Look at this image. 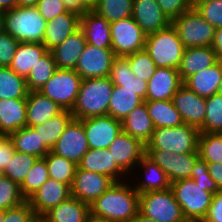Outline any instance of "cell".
I'll list each match as a JSON object with an SVG mask.
<instances>
[{"mask_svg":"<svg viewBox=\"0 0 222 222\" xmlns=\"http://www.w3.org/2000/svg\"><path fill=\"white\" fill-rule=\"evenodd\" d=\"M15 153V148L7 135H0V169L4 171Z\"/></svg>","mask_w":222,"mask_h":222,"instance_id":"55","label":"cell"},{"mask_svg":"<svg viewBox=\"0 0 222 222\" xmlns=\"http://www.w3.org/2000/svg\"><path fill=\"white\" fill-rule=\"evenodd\" d=\"M81 82L82 78L75 70L57 68L39 92L57 103L63 110H72Z\"/></svg>","mask_w":222,"mask_h":222,"instance_id":"9","label":"cell"},{"mask_svg":"<svg viewBox=\"0 0 222 222\" xmlns=\"http://www.w3.org/2000/svg\"><path fill=\"white\" fill-rule=\"evenodd\" d=\"M3 177H4V171L0 169V179H2Z\"/></svg>","mask_w":222,"mask_h":222,"instance_id":"68","label":"cell"},{"mask_svg":"<svg viewBox=\"0 0 222 222\" xmlns=\"http://www.w3.org/2000/svg\"><path fill=\"white\" fill-rule=\"evenodd\" d=\"M212 49L216 53L217 59L222 61V28L215 29Z\"/></svg>","mask_w":222,"mask_h":222,"instance_id":"58","label":"cell"},{"mask_svg":"<svg viewBox=\"0 0 222 222\" xmlns=\"http://www.w3.org/2000/svg\"><path fill=\"white\" fill-rule=\"evenodd\" d=\"M81 15L67 11L46 22L42 44L51 51L80 28Z\"/></svg>","mask_w":222,"mask_h":222,"instance_id":"22","label":"cell"},{"mask_svg":"<svg viewBox=\"0 0 222 222\" xmlns=\"http://www.w3.org/2000/svg\"><path fill=\"white\" fill-rule=\"evenodd\" d=\"M86 45L84 33L79 28L51 50L57 68L75 70Z\"/></svg>","mask_w":222,"mask_h":222,"instance_id":"25","label":"cell"},{"mask_svg":"<svg viewBox=\"0 0 222 222\" xmlns=\"http://www.w3.org/2000/svg\"><path fill=\"white\" fill-rule=\"evenodd\" d=\"M141 168L144 172V178L141 182L135 183L134 188L139 194L150 191H161L169 189L171 182L166 173L146 154L142 157L136 168Z\"/></svg>","mask_w":222,"mask_h":222,"instance_id":"33","label":"cell"},{"mask_svg":"<svg viewBox=\"0 0 222 222\" xmlns=\"http://www.w3.org/2000/svg\"><path fill=\"white\" fill-rule=\"evenodd\" d=\"M71 196V187L63 182L48 179L29 199L38 218Z\"/></svg>","mask_w":222,"mask_h":222,"instance_id":"18","label":"cell"},{"mask_svg":"<svg viewBox=\"0 0 222 222\" xmlns=\"http://www.w3.org/2000/svg\"><path fill=\"white\" fill-rule=\"evenodd\" d=\"M36 7L46 21L67 12L62 0H39Z\"/></svg>","mask_w":222,"mask_h":222,"instance_id":"52","label":"cell"},{"mask_svg":"<svg viewBox=\"0 0 222 222\" xmlns=\"http://www.w3.org/2000/svg\"><path fill=\"white\" fill-rule=\"evenodd\" d=\"M110 34L116 57H126L145 49L147 34L132 16L110 23Z\"/></svg>","mask_w":222,"mask_h":222,"instance_id":"10","label":"cell"},{"mask_svg":"<svg viewBox=\"0 0 222 222\" xmlns=\"http://www.w3.org/2000/svg\"><path fill=\"white\" fill-rule=\"evenodd\" d=\"M38 216L28 200L18 206L5 210L3 222H36Z\"/></svg>","mask_w":222,"mask_h":222,"instance_id":"48","label":"cell"},{"mask_svg":"<svg viewBox=\"0 0 222 222\" xmlns=\"http://www.w3.org/2000/svg\"><path fill=\"white\" fill-rule=\"evenodd\" d=\"M82 124L91 149H108L122 131V122L110 115L85 118Z\"/></svg>","mask_w":222,"mask_h":222,"instance_id":"13","label":"cell"},{"mask_svg":"<svg viewBox=\"0 0 222 222\" xmlns=\"http://www.w3.org/2000/svg\"><path fill=\"white\" fill-rule=\"evenodd\" d=\"M113 159H116L118 166L127 174L136 169L146 153V145L139 139L132 137L128 133L121 131L114 141L109 145Z\"/></svg>","mask_w":222,"mask_h":222,"instance_id":"16","label":"cell"},{"mask_svg":"<svg viewBox=\"0 0 222 222\" xmlns=\"http://www.w3.org/2000/svg\"><path fill=\"white\" fill-rule=\"evenodd\" d=\"M89 150L87 138L81 119L73 118L51 151L75 164H79Z\"/></svg>","mask_w":222,"mask_h":222,"instance_id":"12","label":"cell"},{"mask_svg":"<svg viewBox=\"0 0 222 222\" xmlns=\"http://www.w3.org/2000/svg\"><path fill=\"white\" fill-rule=\"evenodd\" d=\"M170 188L187 222H202L213 197L208 187L197 184L193 179H182L172 182Z\"/></svg>","mask_w":222,"mask_h":222,"instance_id":"5","label":"cell"},{"mask_svg":"<svg viewBox=\"0 0 222 222\" xmlns=\"http://www.w3.org/2000/svg\"><path fill=\"white\" fill-rule=\"evenodd\" d=\"M80 29L88 44L98 48L112 49L110 23L95 11L89 10L81 15Z\"/></svg>","mask_w":222,"mask_h":222,"instance_id":"23","label":"cell"},{"mask_svg":"<svg viewBox=\"0 0 222 222\" xmlns=\"http://www.w3.org/2000/svg\"><path fill=\"white\" fill-rule=\"evenodd\" d=\"M222 81V61L218 60L214 65L190 76L184 85L197 95L208 98L218 93Z\"/></svg>","mask_w":222,"mask_h":222,"instance_id":"29","label":"cell"},{"mask_svg":"<svg viewBox=\"0 0 222 222\" xmlns=\"http://www.w3.org/2000/svg\"><path fill=\"white\" fill-rule=\"evenodd\" d=\"M8 137L17 152L31 154L38 158H44V156L50 151L43 140H41L39 133H37L33 127L25 126L12 132Z\"/></svg>","mask_w":222,"mask_h":222,"instance_id":"34","label":"cell"},{"mask_svg":"<svg viewBox=\"0 0 222 222\" xmlns=\"http://www.w3.org/2000/svg\"><path fill=\"white\" fill-rule=\"evenodd\" d=\"M57 69L54 57L51 51H48L38 62L32 67L26 78L29 91H40L46 82L52 77Z\"/></svg>","mask_w":222,"mask_h":222,"instance_id":"39","label":"cell"},{"mask_svg":"<svg viewBox=\"0 0 222 222\" xmlns=\"http://www.w3.org/2000/svg\"><path fill=\"white\" fill-rule=\"evenodd\" d=\"M113 183L114 181L104 174L82 170L77 166L71 184V196L90 205Z\"/></svg>","mask_w":222,"mask_h":222,"instance_id":"14","label":"cell"},{"mask_svg":"<svg viewBox=\"0 0 222 222\" xmlns=\"http://www.w3.org/2000/svg\"><path fill=\"white\" fill-rule=\"evenodd\" d=\"M191 179L197 184L207 186L213 194L219 192L216 182L211 178L208 172L207 162L201 158L195 162L191 173Z\"/></svg>","mask_w":222,"mask_h":222,"instance_id":"51","label":"cell"},{"mask_svg":"<svg viewBox=\"0 0 222 222\" xmlns=\"http://www.w3.org/2000/svg\"><path fill=\"white\" fill-rule=\"evenodd\" d=\"M44 158L47 163L49 179L63 182L71 187L77 164L53 153L51 150Z\"/></svg>","mask_w":222,"mask_h":222,"instance_id":"40","label":"cell"},{"mask_svg":"<svg viewBox=\"0 0 222 222\" xmlns=\"http://www.w3.org/2000/svg\"><path fill=\"white\" fill-rule=\"evenodd\" d=\"M162 11L172 21L185 11L192 8L190 0H156Z\"/></svg>","mask_w":222,"mask_h":222,"instance_id":"53","label":"cell"},{"mask_svg":"<svg viewBox=\"0 0 222 222\" xmlns=\"http://www.w3.org/2000/svg\"><path fill=\"white\" fill-rule=\"evenodd\" d=\"M130 68L136 77L148 82L154 75L157 66L145 50H141L126 56Z\"/></svg>","mask_w":222,"mask_h":222,"instance_id":"46","label":"cell"},{"mask_svg":"<svg viewBox=\"0 0 222 222\" xmlns=\"http://www.w3.org/2000/svg\"><path fill=\"white\" fill-rule=\"evenodd\" d=\"M5 215V210L0 208V222H3Z\"/></svg>","mask_w":222,"mask_h":222,"instance_id":"66","label":"cell"},{"mask_svg":"<svg viewBox=\"0 0 222 222\" xmlns=\"http://www.w3.org/2000/svg\"><path fill=\"white\" fill-rule=\"evenodd\" d=\"M0 6L4 11L11 10L17 6V0H0Z\"/></svg>","mask_w":222,"mask_h":222,"instance_id":"59","label":"cell"},{"mask_svg":"<svg viewBox=\"0 0 222 222\" xmlns=\"http://www.w3.org/2000/svg\"><path fill=\"white\" fill-rule=\"evenodd\" d=\"M114 182L93 201L90 213L113 222H131L139 213V193L128 182Z\"/></svg>","mask_w":222,"mask_h":222,"instance_id":"1","label":"cell"},{"mask_svg":"<svg viewBox=\"0 0 222 222\" xmlns=\"http://www.w3.org/2000/svg\"><path fill=\"white\" fill-rule=\"evenodd\" d=\"M143 102L144 100L135 94V91L114 85L108 115L122 122L129 113Z\"/></svg>","mask_w":222,"mask_h":222,"instance_id":"35","label":"cell"},{"mask_svg":"<svg viewBox=\"0 0 222 222\" xmlns=\"http://www.w3.org/2000/svg\"><path fill=\"white\" fill-rule=\"evenodd\" d=\"M92 10L112 23L132 16L133 0H99Z\"/></svg>","mask_w":222,"mask_h":222,"instance_id":"41","label":"cell"},{"mask_svg":"<svg viewBox=\"0 0 222 222\" xmlns=\"http://www.w3.org/2000/svg\"><path fill=\"white\" fill-rule=\"evenodd\" d=\"M155 130L154 124L148 114L145 101L138 105L122 121V131L147 144Z\"/></svg>","mask_w":222,"mask_h":222,"instance_id":"30","label":"cell"},{"mask_svg":"<svg viewBox=\"0 0 222 222\" xmlns=\"http://www.w3.org/2000/svg\"><path fill=\"white\" fill-rule=\"evenodd\" d=\"M48 52L42 43L20 42L10 68L18 75L27 78L32 67Z\"/></svg>","mask_w":222,"mask_h":222,"instance_id":"32","label":"cell"},{"mask_svg":"<svg viewBox=\"0 0 222 222\" xmlns=\"http://www.w3.org/2000/svg\"><path fill=\"white\" fill-rule=\"evenodd\" d=\"M145 154L166 173L171 183L191 179L192 169L200 158L199 152L175 154L161 149H146Z\"/></svg>","mask_w":222,"mask_h":222,"instance_id":"11","label":"cell"},{"mask_svg":"<svg viewBox=\"0 0 222 222\" xmlns=\"http://www.w3.org/2000/svg\"><path fill=\"white\" fill-rule=\"evenodd\" d=\"M183 84L178 69L157 67L153 77L147 82L148 88L145 101L172 100Z\"/></svg>","mask_w":222,"mask_h":222,"instance_id":"20","label":"cell"},{"mask_svg":"<svg viewBox=\"0 0 222 222\" xmlns=\"http://www.w3.org/2000/svg\"><path fill=\"white\" fill-rule=\"evenodd\" d=\"M83 3L92 10L99 2V0H82Z\"/></svg>","mask_w":222,"mask_h":222,"instance_id":"63","label":"cell"},{"mask_svg":"<svg viewBox=\"0 0 222 222\" xmlns=\"http://www.w3.org/2000/svg\"><path fill=\"white\" fill-rule=\"evenodd\" d=\"M200 132L222 133V95L219 93L206 98V114Z\"/></svg>","mask_w":222,"mask_h":222,"instance_id":"45","label":"cell"},{"mask_svg":"<svg viewBox=\"0 0 222 222\" xmlns=\"http://www.w3.org/2000/svg\"><path fill=\"white\" fill-rule=\"evenodd\" d=\"M200 130L188 124L155 128L146 149H161L175 154L198 152Z\"/></svg>","mask_w":222,"mask_h":222,"instance_id":"6","label":"cell"},{"mask_svg":"<svg viewBox=\"0 0 222 222\" xmlns=\"http://www.w3.org/2000/svg\"><path fill=\"white\" fill-rule=\"evenodd\" d=\"M0 14H5V11L0 6Z\"/></svg>","mask_w":222,"mask_h":222,"instance_id":"69","label":"cell"},{"mask_svg":"<svg viewBox=\"0 0 222 222\" xmlns=\"http://www.w3.org/2000/svg\"><path fill=\"white\" fill-rule=\"evenodd\" d=\"M145 103L155 128L176 127L184 123L172 100H151Z\"/></svg>","mask_w":222,"mask_h":222,"instance_id":"36","label":"cell"},{"mask_svg":"<svg viewBox=\"0 0 222 222\" xmlns=\"http://www.w3.org/2000/svg\"><path fill=\"white\" fill-rule=\"evenodd\" d=\"M46 20L37 7H18L5 11L4 31L18 42L42 43Z\"/></svg>","mask_w":222,"mask_h":222,"instance_id":"4","label":"cell"},{"mask_svg":"<svg viewBox=\"0 0 222 222\" xmlns=\"http://www.w3.org/2000/svg\"><path fill=\"white\" fill-rule=\"evenodd\" d=\"M176 110L185 124L201 129L206 114V98L197 95L184 84L172 98Z\"/></svg>","mask_w":222,"mask_h":222,"instance_id":"17","label":"cell"},{"mask_svg":"<svg viewBox=\"0 0 222 222\" xmlns=\"http://www.w3.org/2000/svg\"><path fill=\"white\" fill-rule=\"evenodd\" d=\"M214 0H190L192 8H197L200 4Z\"/></svg>","mask_w":222,"mask_h":222,"instance_id":"64","label":"cell"},{"mask_svg":"<svg viewBox=\"0 0 222 222\" xmlns=\"http://www.w3.org/2000/svg\"><path fill=\"white\" fill-rule=\"evenodd\" d=\"M39 0H17L18 7H36Z\"/></svg>","mask_w":222,"mask_h":222,"instance_id":"60","label":"cell"},{"mask_svg":"<svg viewBox=\"0 0 222 222\" xmlns=\"http://www.w3.org/2000/svg\"><path fill=\"white\" fill-rule=\"evenodd\" d=\"M132 17L147 35L172 23L156 0H133Z\"/></svg>","mask_w":222,"mask_h":222,"instance_id":"19","label":"cell"},{"mask_svg":"<svg viewBox=\"0 0 222 222\" xmlns=\"http://www.w3.org/2000/svg\"><path fill=\"white\" fill-rule=\"evenodd\" d=\"M218 93H219L220 95H222V81H221V83H220V85H219Z\"/></svg>","mask_w":222,"mask_h":222,"instance_id":"67","label":"cell"},{"mask_svg":"<svg viewBox=\"0 0 222 222\" xmlns=\"http://www.w3.org/2000/svg\"><path fill=\"white\" fill-rule=\"evenodd\" d=\"M64 3V7L67 11L75 12L79 15L84 14L86 11L90 9L83 3L82 0H62Z\"/></svg>","mask_w":222,"mask_h":222,"instance_id":"57","label":"cell"},{"mask_svg":"<svg viewBox=\"0 0 222 222\" xmlns=\"http://www.w3.org/2000/svg\"><path fill=\"white\" fill-rule=\"evenodd\" d=\"M196 9L215 29L222 28V0L205 2Z\"/></svg>","mask_w":222,"mask_h":222,"instance_id":"49","label":"cell"},{"mask_svg":"<svg viewBox=\"0 0 222 222\" xmlns=\"http://www.w3.org/2000/svg\"><path fill=\"white\" fill-rule=\"evenodd\" d=\"M4 32V14H0V33Z\"/></svg>","mask_w":222,"mask_h":222,"instance_id":"65","label":"cell"},{"mask_svg":"<svg viewBox=\"0 0 222 222\" xmlns=\"http://www.w3.org/2000/svg\"><path fill=\"white\" fill-rule=\"evenodd\" d=\"M198 152L199 157L206 162L222 163V133L200 132Z\"/></svg>","mask_w":222,"mask_h":222,"instance_id":"44","label":"cell"},{"mask_svg":"<svg viewBox=\"0 0 222 222\" xmlns=\"http://www.w3.org/2000/svg\"><path fill=\"white\" fill-rule=\"evenodd\" d=\"M179 39L185 48L212 46L215 27L203 19L195 8H191L172 20Z\"/></svg>","mask_w":222,"mask_h":222,"instance_id":"8","label":"cell"},{"mask_svg":"<svg viewBox=\"0 0 222 222\" xmlns=\"http://www.w3.org/2000/svg\"><path fill=\"white\" fill-rule=\"evenodd\" d=\"M89 214L88 204L70 196L48 211L42 219L45 222H86Z\"/></svg>","mask_w":222,"mask_h":222,"instance_id":"31","label":"cell"},{"mask_svg":"<svg viewBox=\"0 0 222 222\" xmlns=\"http://www.w3.org/2000/svg\"><path fill=\"white\" fill-rule=\"evenodd\" d=\"M207 168L211 178L216 182L219 192H222V163L207 162Z\"/></svg>","mask_w":222,"mask_h":222,"instance_id":"56","label":"cell"},{"mask_svg":"<svg viewBox=\"0 0 222 222\" xmlns=\"http://www.w3.org/2000/svg\"><path fill=\"white\" fill-rule=\"evenodd\" d=\"M184 45L172 23L146 37L145 51L159 68L178 69L184 52Z\"/></svg>","mask_w":222,"mask_h":222,"instance_id":"3","label":"cell"},{"mask_svg":"<svg viewBox=\"0 0 222 222\" xmlns=\"http://www.w3.org/2000/svg\"><path fill=\"white\" fill-rule=\"evenodd\" d=\"M27 126L26 99L0 100V135H9Z\"/></svg>","mask_w":222,"mask_h":222,"instance_id":"26","label":"cell"},{"mask_svg":"<svg viewBox=\"0 0 222 222\" xmlns=\"http://www.w3.org/2000/svg\"><path fill=\"white\" fill-rule=\"evenodd\" d=\"M114 84L110 77L82 79L71 113L75 119L108 115Z\"/></svg>","mask_w":222,"mask_h":222,"instance_id":"2","label":"cell"},{"mask_svg":"<svg viewBox=\"0 0 222 222\" xmlns=\"http://www.w3.org/2000/svg\"><path fill=\"white\" fill-rule=\"evenodd\" d=\"M37 159L34 155L15 151L4 169V177L10 178L20 186Z\"/></svg>","mask_w":222,"mask_h":222,"instance_id":"43","label":"cell"},{"mask_svg":"<svg viewBox=\"0 0 222 222\" xmlns=\"http://www.w3.org/2000/svg\"><path fill=\"white\" fill-rule=\"evenodd\" d=\"M131 222H157L151 218H148L141 214L140 212L133 218Z\"/></svg>","mask_w":222,"mask_h":222,"instance_id":"61","label":"cell"},{"mask_svg":"<svg viewBox=\"0 0 222 222\" xmlns=\"http://www.w3.org/2000/svg\"><path fill=\"white\" fill-rule=\"evenodd\" d=\"M202 222H222V192L213 194L212 202Z\"/></svg>","mask_w":222,"mask_h":222,"instance_id":"54","label":"cell"},{"mask_svg":"<svg viewBox=\"0 0 222 222\" xmlns=\"http://www.w3.org/2000/svg\"><path fill=\"white\" fill-rule=\"evenodd\" d=\"M73 118L71 110H63L52 119L33 128L39 133L41 140L51 150Z\"/></svg>","mask_w":222,"mask_h":222,"instance_id":"38","label":"cell"},{"mask_svg":"<svg viewBox=\"0 0 222 222\" xmlns=\"http://www.w3.org/2000/svg\"><path fill=\"white\" fill-rule=\"evenodd\" d=\"M26 104L28 127L43 124L63 111L57 103L39 91H29Z\"/></svg>","mask_w":222,"mask_h":222,"instance_id":"27","label":"cell"},{"mask_svg":"<svg viewBox=\"0 0 222 222\" xmlns=\"http://www.w3.org/2000/svg\"><path fill=\"white\" fill-rule=\"evenodd\" d=\"M86 222H113V221L107 220L103 217L95 216L90 213L89 216L87 217Z\"/></svg>","mask_w":222,"mask_h":222,"instance_id":"62","label":"cell"},{"mask_svg":"<svg viewBox=\"0 0 222 222\" xmlns=\"http://www.w3.org/2000/svg\"><path fill=\"white\" fill-rule=\"evenodd\" d=\"M36 222H45L42 218H38Z\"/></svg>","mask_w":222,"mask_h":222,"instance_id":"70","label":"cell"},{"mask_svg":"<svg viewBox=\"0 0 222 222\" xmlns=\"http://www.w3.org/2000/svg\"><path fill=\"white\" fill-rule=\"evenodd\" d=\"M109 77L114 85L135 91V94L145 101L148 88L147 82L133 74L126 57L114 58Z\"/></svg>","mask_w":222,"mask_h":222,"instance_id":"28","label":"cell"},{"mask_svg":"<svg viewBox=\"0 0 222 222\" xmlns=\"http://www.w3.org/2000/svg\"><path fill=\"white\" fill-rule=\"evenodd\" d=\"M77 166L82 170L104 174L114 182H121L122 178L126 176V173L116 163V159H113L109 149L89 148Z\"/></svg>","mask_w":222,"mask_h":222,"instance_id":"21","label":"cell"},{"mask_svg":"<svg viewBox=\"0 0 222 222\" xmlns=\"http://www.w3.org/2000/svg\"><path fill=\"white\" fill-rule=\"evenodd\" d=\"M139 212L157 222H187L171 188L140 194Z\"/></svg>","mask_w":222,"mask_h":222,"instance_id":"7","label":"cell"},{"mask_svg":"<svg viewBox=\"0 0 222 222\" xmlns=\"http://www.w3.org/2000/svg\"><path fill=\"white\" fill-rule=\"evenodd\" d=\"M218 61L212 46L185 48L178 72L184 83L190 76L201 72Z\"/></svg>","mask_w":222,"mask_h":222,"instance_id":"24","label":"cell"},{"mask_svg":"<svg viewBox=\"0 0 222 222\" xmlns=\"http://www.w3.org/2000/svg\"><path fill=\"white\" fill-rule=\"evenodd\" d=\"M19 43L9 33H0V67H10Z\"/></svg>","mask_w":222,"mask_h":222,"instance_id":"50","label":"cell"},{"mask_svg":"<svg viewBox=\"0 0 222 222\" xmlns=\"http://www.w3.org/2000/svg\"><path fill=\"white\" fill-rule=\"evenodd\" d=\"M25 201L20 186L10 178L0 179V208L7 210L20 205Z\"/></svg>","mask_w":222,"mask_h":222,"instance_id":"47","label":"cell"},{"mask_svg":"<svg viewBox=\"0 0 222 222\" xmlns=\"http://www.w3.org/2000/svg\"><path fill=\"white\" fill-rule=\"evenodd\" d=\"M28 93L26 78L16 74L10 67H0V100L27 99Z\"/></svg>","mask_w":222,"mask_h":222,"instance_id":"37","label":"cell"},{"mask_svg":"<svg viewBox=\"0 0 222 222\" xmlns=\"http://www.w3.org/2000/svg\"><path fill=\"white\" fill-rule=\"evenodd\" d=\"M115 57L112 49L98 48L87 43L75 71L82 79L108 77Z\"/></svg>","mask_w":222,"mask_h":222,"instance_id":"15","label":"cell"},{"mask_svg":"<svg viewBox=\"0 0 222 222\" xmlns=\"http://www.w3.org/2000/svg\"><path fill=\"white\" fill-rule=\"evenodd\" d=\"M49 179L45 158H38L20 185V191L28 200Z\"/></svg>","mask_w":222,"mask_h":222,"instance_id":"42","label":"cell"}]
</instances>
